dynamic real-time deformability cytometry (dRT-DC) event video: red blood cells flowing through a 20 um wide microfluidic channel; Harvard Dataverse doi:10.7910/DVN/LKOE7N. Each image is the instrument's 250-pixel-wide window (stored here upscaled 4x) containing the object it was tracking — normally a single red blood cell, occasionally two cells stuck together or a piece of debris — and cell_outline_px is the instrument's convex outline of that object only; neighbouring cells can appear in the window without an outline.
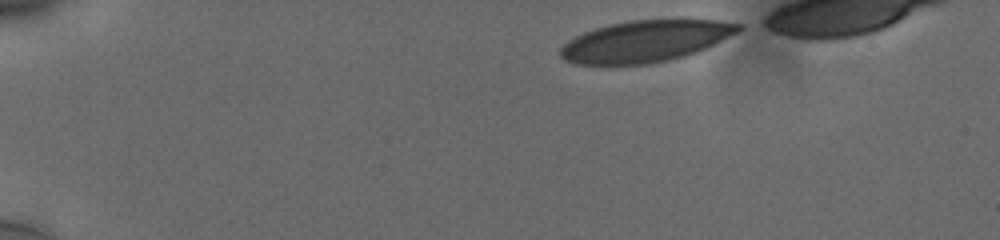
{"species": "human", "species_latin": "Homo sapiens", "temperature_condition": "cold", "stored_images_in_passage": 44, "camera_frame_rate_fps": 3000, "um_per_image_px": 0.085, "donor": {"sex": "male"}, "frame": {"image": 1, "passage_image": 1, "time_ms": 0.0, "image_size_px": [1000, 240], "cell_outline_px": [[744, 28], [696, 52], [684, 56], [668, 60], [648, 64], [576, 64], [564, 60], [560, 56], [560, 48], [568, 40], [584, 32], [596, 28], [612, 24], [632, 20], [716, 20], [740, 24]], "centroid_in_image_um": [54.81, 3.51], "position_along_channel_um": 30.2, "area_um2": 42.37}}
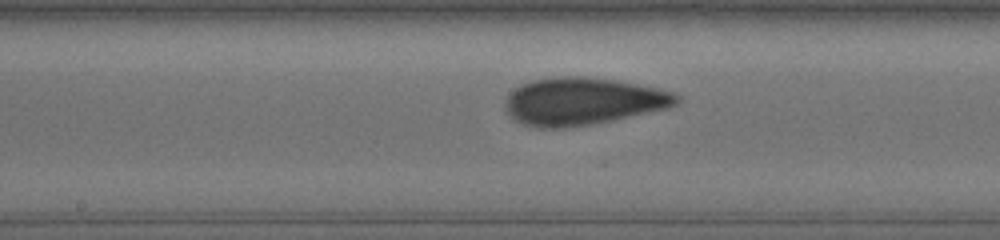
{"frame": {"image": 2, "passage_image": 22, "time_ms": 7.0, "image_size_px": [1000, 240], "cell_outline_px": [[680, 100], [676, 104], [668, 108], [612, 120], [564, 128], [536, 128], [524, 124], [516, 120], [504, 108], [504, 104], [508, 96], [520, 84], [532, 80], [560, 76], [584, 76], [616, 80], [656, 88], [672, 92], [680, 96]], "centroid_in_image_um": [49.53, 8.6], "position_along_channel_um": 198.7, "area_um2": 47.05}}
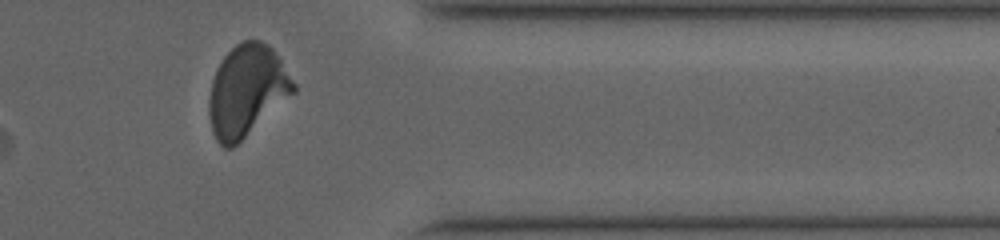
{"frame": {"image": 3, "passage_image": 38, "time_ms": 12.333, "image_size_px": [1000, 240], "cell_outline_px": [[296, 92], [232, 148], [224, 148], [216, 140], [212, 132], [208, 112], [208, 100], [212, 80], [216, 68], [224, 56], [236, 44], [244, 40], [260, 40], [268, 44], [272, 48], [296, 84]], "centroid_in_image_um": [20.96, 7.71], "position_along_channel_um": 390.4, "area_um2": 44.91}}